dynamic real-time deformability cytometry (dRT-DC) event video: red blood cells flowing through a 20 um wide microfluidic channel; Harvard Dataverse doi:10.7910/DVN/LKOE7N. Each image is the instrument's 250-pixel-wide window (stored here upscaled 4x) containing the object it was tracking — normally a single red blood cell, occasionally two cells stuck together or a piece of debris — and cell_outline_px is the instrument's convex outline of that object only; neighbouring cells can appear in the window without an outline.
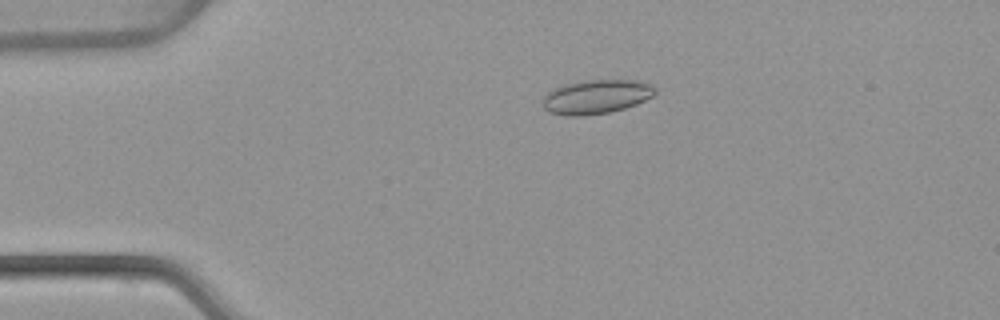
{"species": "common noctule bat (a hibernating species)", "species_latin": "Nyctalus noctula", "temperature_condition": "warm", "stored_images_in_passage": 54, "camera_frame_rate_fps": 3000, "um_per_image_px": 0.085, "animal": {"sex": "female", "body_mass_g": 22.7, "forearm_length_mm": 54.2}, "frame": {"image": 1, "passage_image": 12, "time_ms": 3.667, "image_size_px": [1000, 320], "cell_outline_px": [[656, 92], [652, 96], [636, 104], [624, 108], [608, 112], [584, 116], [568, 116], [548, 112], [544, 108], [544, 96], [548, 92], [564, 84], [588, 80], [636, 80], [652, 84], [656, 88]], "centroid_in_image_um": [50.7, 8.22], "position_along_channel_um": 34.3, "area_um2": 22.2}}
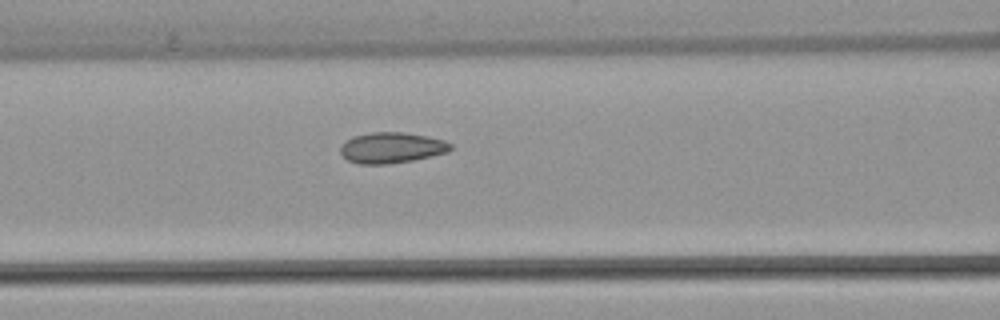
{"frame": {"image": 2, "passage_image": 23, "time_ms": 7.333, "image_size_px": [1000, 320], "cell_outline_px": [[452, 148], [448, 152], [412, 160], [388, 164], [360, 164], [348, 160], [340, 152], [340, 148], [352, 136], [372, 132], [404, 132], [428, 136], [444, 140], [452, 144]], "centroid_in_image_um": [33.31, 12.55], "position_along_channel_um": 133.3, "area_um2": 19.65}}
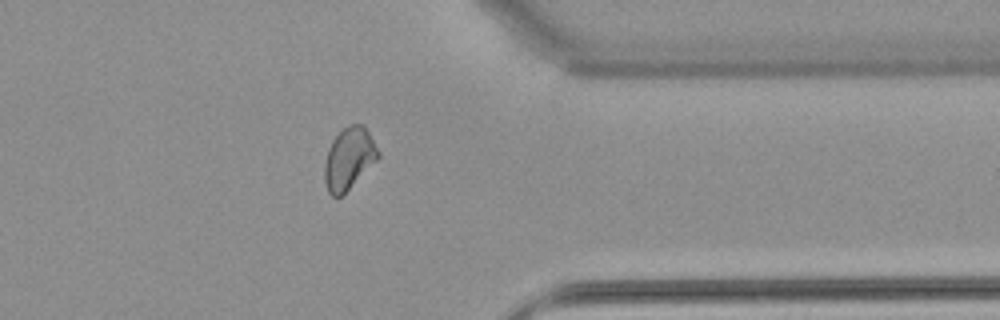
{"frame": {"image": 3, "passage_image": 43, "time_ms": 14.0, "image_size_px": [1000, 320], "cell_outline_px": [[380, 156], [340, 196], [332, 196], [328, 192], [324, 180], [324, 164], [328, 148], [332, 140], [348, 124], [364, 124], [380, 152]], "centroid_in_image_um": [29.64, 13.43], "position_along_channel_um": 381.8, "area_um2": 18.96}, "authors_computed_cell_mechanics": {"area_um2": 20.0566, "velocity_mm_per_s": 3.8725, "shape_relaxation_time_tau1_ms": null, "shape_relaxation_time_tau2_ms": 1.1074, "deformation_change_tau1": null, "deformation_change_tau2": 0.0398}}